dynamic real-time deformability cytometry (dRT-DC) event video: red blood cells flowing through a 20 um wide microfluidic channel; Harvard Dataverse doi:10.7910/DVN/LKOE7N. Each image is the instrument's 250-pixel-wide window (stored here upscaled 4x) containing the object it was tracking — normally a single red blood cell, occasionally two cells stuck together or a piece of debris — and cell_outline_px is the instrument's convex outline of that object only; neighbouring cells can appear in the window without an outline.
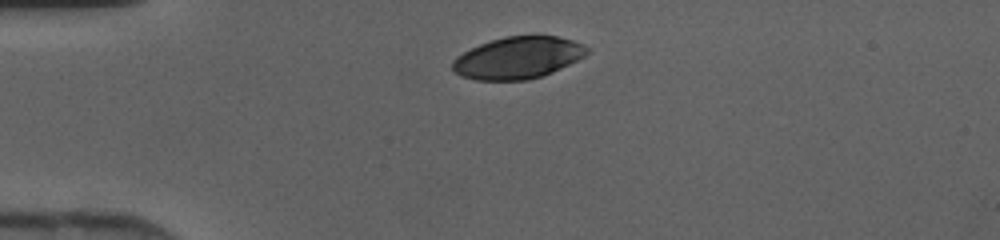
{"species": "human", "species_latin": "Homo sapiens", "temperature_condition": "cold", "stored_images_in_passage": 28, "camera_frame_rate_fps": 3000, "um_per_image_px": 0.085, "donor": {"sex": "female"}, "frame": {"image": 1, "passage_image": 1, "time_ms": 0.0, "image_size_px": [1000, 240], "cell_outline_px": [[588, 52], [584, 56], [552, 72], [528, 80], [476, 80], [460, 76], [452, 68], [452, 60], [456, 56], [480, 44], [504, 36], [536, 32], [556, 36], [572, 40], [584, 44], [588, 48]], "centroid_in_image_um": [44.03, 4.87], "position_along_channel_um": 41.0, "area_um2": 33.35}}
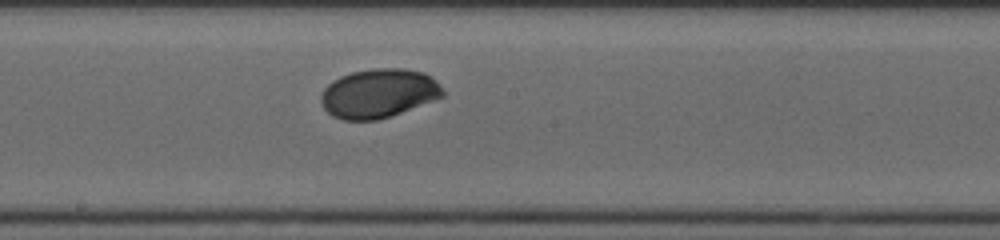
{"frame": {"image": 2, "passage_image": 15, "time_ms": 4.667, "image_size_px": [1000, 240], "cell_outline_px": [[444, 96], [400, 112], [376, 120], [344, 120], [332, 116], [324, 108], [320, 100], [320, 96], [324, 88], [332, 80], [340, 76], [352, 72], [372, 68], [404, 68], [424, 72], [436, 80], [444, 92]], "centroid_in_image_um": [32.16, 7.92], "position_along_channel_um": 216.0, "area_um2": 34.68}}
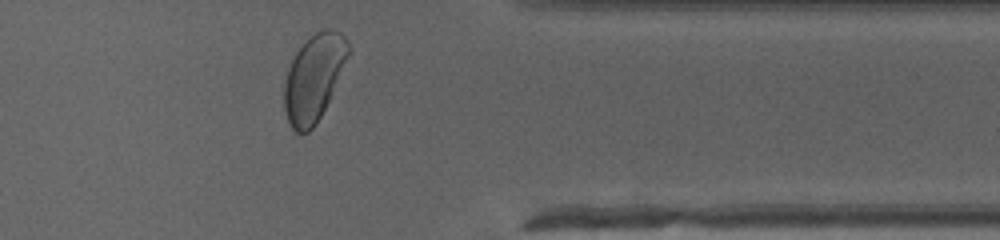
{"frame": {"image": 3, "passage_image": 27, "time_ms": 8.667, "image_size_px": [1000, 240], "cell_outline_px": [[352, 52], [316, 124], [308, 132], [292, 132], [284, 108], [284, 80], [288, 68], [296, 52], [316, 32], [324, 28], [332, 28], [340, 32], [348, 40]], "centroid_in_image_um": [26.69, 6.59], "position_along_channel_um": 384.7, "area_um2": 32.31}}